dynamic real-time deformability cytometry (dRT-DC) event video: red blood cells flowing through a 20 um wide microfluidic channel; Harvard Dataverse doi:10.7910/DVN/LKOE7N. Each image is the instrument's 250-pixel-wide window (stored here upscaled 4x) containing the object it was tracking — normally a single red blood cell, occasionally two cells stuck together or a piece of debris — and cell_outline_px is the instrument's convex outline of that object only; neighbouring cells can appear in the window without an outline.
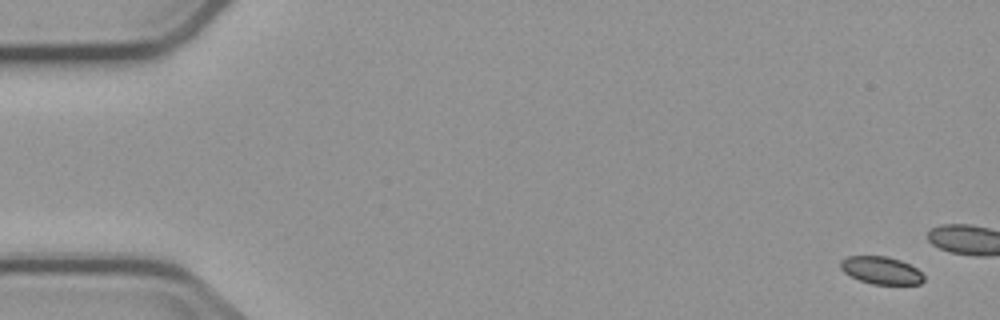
{"species": "common noctule bat (a hibernating species)", "species_latin": "Nyctalus noctula", "temperature_condition": "cold", "stored_images_in_passage": 5, "camera_frame_rate_fps": 3000, "um_per_image_px": 0.085, "animal": {"sex": "male", "body_mass_g": 23.1, "forearm_length_mm": 52.7}, "frame": {"image": 1, "passage_image": 1, "time_ms": 0.0, "image_size_px": [1000, 320], "cell_outline_px": [[924, 280], [920, 284], [872, 284], [860, 280], [844, 272], [840, 268], [840, 260], [848, 256], [884, 256], [900, 260], [916, 268], [924, 276]], "centroid_in_image_um": [74.89, 22.98], "position_along_channel_um": 10.1, "area_um2": 13.24}}